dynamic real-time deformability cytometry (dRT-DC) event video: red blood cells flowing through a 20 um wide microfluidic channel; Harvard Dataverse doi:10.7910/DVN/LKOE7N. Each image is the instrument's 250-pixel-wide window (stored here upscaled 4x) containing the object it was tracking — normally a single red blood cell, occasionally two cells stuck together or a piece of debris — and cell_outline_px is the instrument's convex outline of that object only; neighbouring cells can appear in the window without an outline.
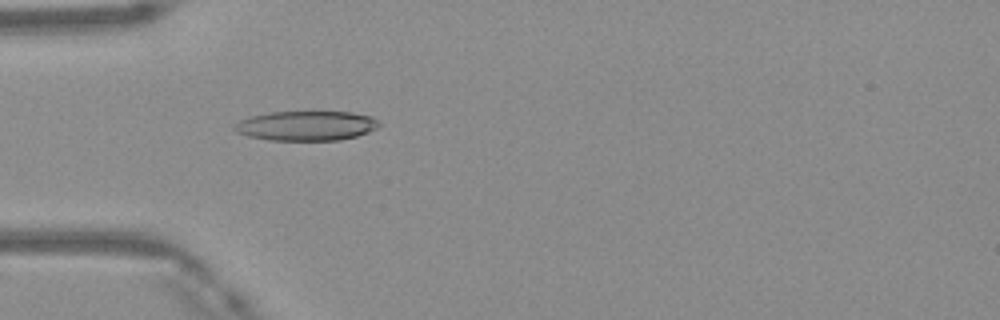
{"species": "Egyptian fruit bat (a non-hibernating species)", "species_latin": "Rousettus aegyptiacus", "temperature_condition": "warm", "stored_images_in_passage": 42, "camera_frame_rate_fps": 3000, "um_per_image_px": 0.085, "frame": {"image": 1, "passage_image": 9, "time_ms": 2.667, "image_size_px": [1000, 320], "cell_outline_px": [[380, 124], [376, 128], [368, 132], [356, 136], [340, 140], [268, 140], [248, 136], [236, 132], [232, 128], [232, 124], [240, 120], [252, 116], [268, 112], [352, 112], [372, 116]], "centroid_in_image_um": [26.0, 10.69], "position_along_channel_um": 59.0, "area_um2": 25.03}}
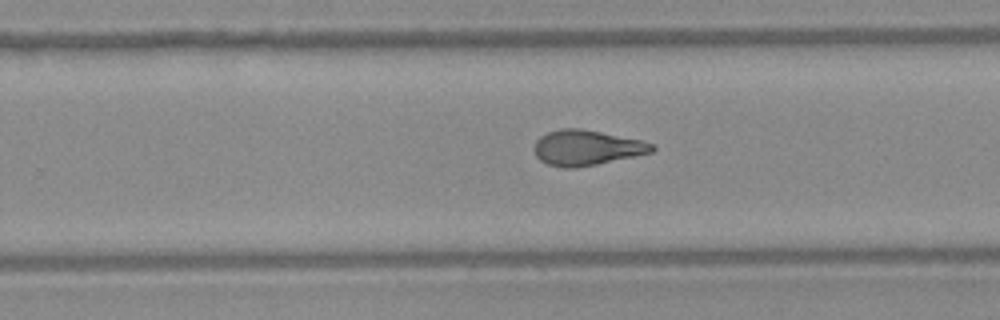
{"frame": {"image": 2, "passage_image": 25, "time_ms": 8.0, "image_size_px": [1000, 320], "cell_outline_px": [[656, 148], [652, 152], [596, 164], [576, 168], [564, 168], [548, 164], [540, 160], [536, 156], [536, 140], [540, 136], [548, 132], [560, 128], [580, 128], [640, 140], [652, 144]], "centroid_in_image_um": [49.84, 12.55], "position_along_channel_um": 280.0, "area_um2": 23.81}}
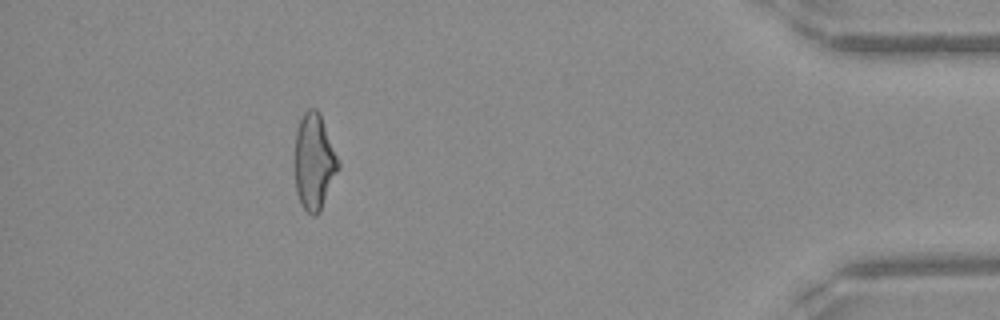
{"frame": {"image": 3, "passage_image": 38, "time_ms": 12.333, "image_size_px": [1000, 320], "cell_outline_px": [[340, 168], [320, 212], [316, 216], [312, 216], [300, 204], [296, 192], [296, 132], [300, 120], [304, 112], [308, 108], [316, 108], [320, 112], [340, 160]], "centroid_in_image_um": [26.74, 13.75], "position_along_channel_um": 408.5, "area_um2": 24.57}, "authors_computed_cell_mechanics": {"area_um2": 24.4783, "velocity_mm_per_s": 4.1976, "shape_relaxation_time_tau1_ms": 9.8704, "shape_relaxation_time_tau2_ms": 1.8139, "deformation_change_tau1": 0.2864, "deformation_change_tau2": 0.1004}}